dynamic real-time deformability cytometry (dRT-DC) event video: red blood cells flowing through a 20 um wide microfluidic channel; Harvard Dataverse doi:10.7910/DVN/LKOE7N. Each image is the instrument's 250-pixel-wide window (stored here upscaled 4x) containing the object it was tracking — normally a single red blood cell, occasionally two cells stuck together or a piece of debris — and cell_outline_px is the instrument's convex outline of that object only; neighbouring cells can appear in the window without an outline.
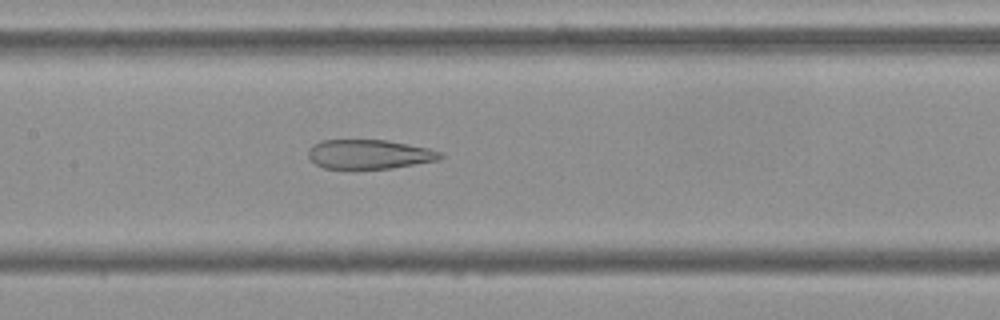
{"species": "Egyptian fruit bat (a non-hibernating species)", "species_latin": "Rousettus aegyptiacus", "temperature_condition": "cold", "stored_images_in_passage": 35, "camera_frame_rate_fps": 3000, "um_per_image_px": 0.085, "frame": {"image": 1, "passage_image": 16, "time_ms": 5.0, "image_size_px": [1000, 320], "cell_outline_px": [[444, 156], [440, 160], [392, 168], [324, 168], [316, 164], [308, 156], [308, 152], [312, 144], [320, 140], [388, 140], [428, 148], [444, 152]], "centroid_in_image_um": [31.43, 13.1], "position_along_channel_um": 176.0, "area_um2": 22.6}}
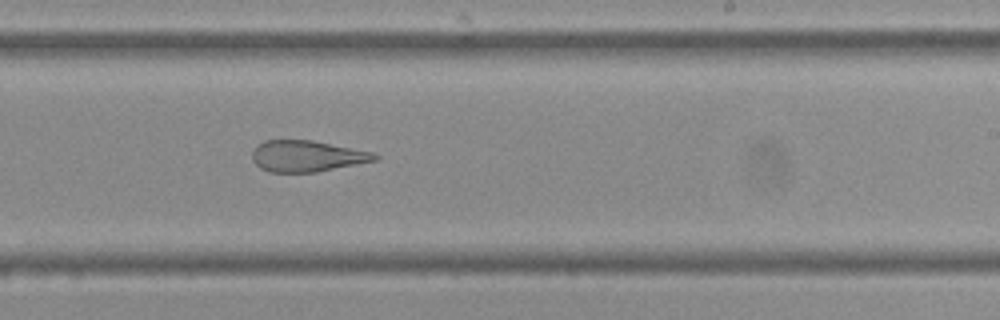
{"frame": {"image": 2, "passage_image": 23, "time_ms": 7.333, "image_size_px": [1000, 320], "cell_outline_px": [[380, 156], [376, 160], [316, 172], [268, 172], [260, 168], [252, 160], [252, 152], [256, 144], [264, 140], [312, 140], [372, 152]], "centroid_in_image_um": [26.03, 13.26], "position_along_channel_um": 263.0, "area_um2": 22.25}}
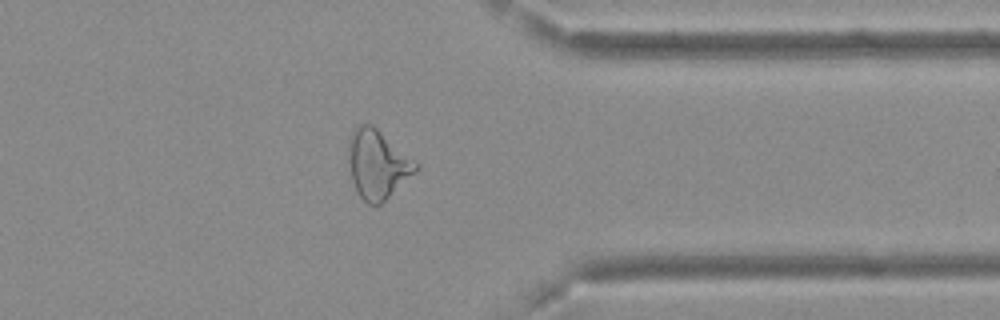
{"frame": {"image": 3, "passage_image": 33, "time_ms": 10.667, "image_size_px": [1000, 320], "cell_outline_px": [[420, 168], [416, 172], [380, 204], [368, 204], [360, 196], [352, 180], [348, 160], [348, 140], [352, 132], [360, 124], [372, 124], [420, 164]], "centroid_in_image_um": [32.1, 13.94], "position_along_channel_um": 379.3, "area_um2": 26.82}}